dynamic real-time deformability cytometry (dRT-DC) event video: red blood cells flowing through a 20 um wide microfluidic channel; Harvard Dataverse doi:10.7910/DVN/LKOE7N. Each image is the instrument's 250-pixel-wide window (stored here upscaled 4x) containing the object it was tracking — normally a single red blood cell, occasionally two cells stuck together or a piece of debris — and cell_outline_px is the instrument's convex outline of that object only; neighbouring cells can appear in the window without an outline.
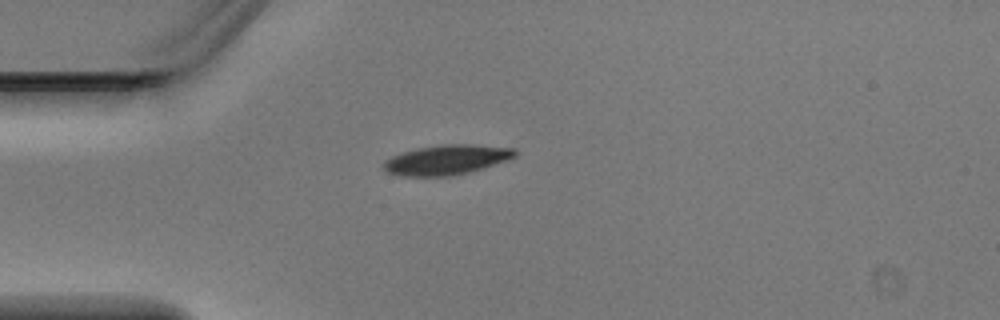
{"species": "Egyptian fruit bat (a non-hibernating species)", "species_latin": "Rousettus aegyptiacus", "temperature_condition": "warm", "stored_images_in_passage": 2, "camera_frame_rate_fps": 3000, "um_per_image_px": 0.085, "animal": {"sex": "male"}, "frame": {"image": 1, "passage_image": 1, "time_ms": 0.0, "image_size_px": [1000, 320], "cell_outline_px": [[516, 156], [468, 172], [452, 176], [404, 176], [388, 172], [380, 164], [384, 160], [392, 156], [416, 148], [440, 144], [472, 144], [516, 148]], "centroid_in_image_um": [37.91, 13.57], "position_along_channel_um": 47.1, "area_um2": 22.66}}